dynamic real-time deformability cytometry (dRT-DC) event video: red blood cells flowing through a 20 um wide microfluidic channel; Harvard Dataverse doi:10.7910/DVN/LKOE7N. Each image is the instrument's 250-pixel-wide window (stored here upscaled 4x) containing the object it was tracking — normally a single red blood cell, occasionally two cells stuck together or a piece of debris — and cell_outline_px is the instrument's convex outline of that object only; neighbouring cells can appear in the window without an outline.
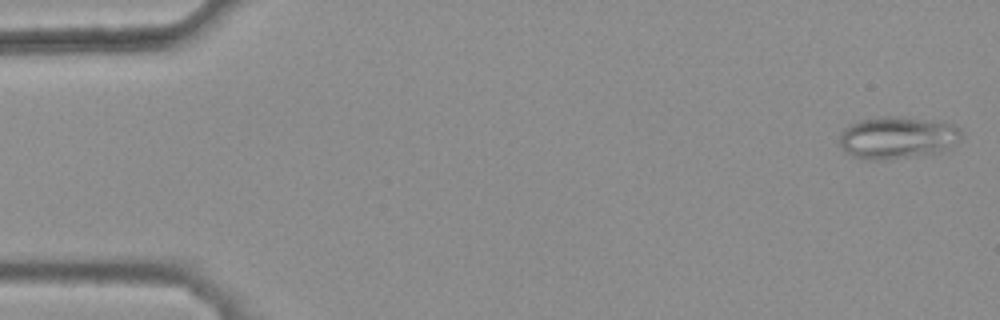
{"species": "common noctule bat (a hibernating species)", "species_latin": "Nyctalus noctula", "temperature_condition": "warm", "stored_images_in_passage": 45, "camera_frame_rate_fps": 3000, "um_per_image_px": 0.085, "animal": {"sex": "female", "body_mass_g": 25.1}, "frame": {"image": 1, "passage_image": 1, "time_ms": 0.0, "image_size_px": [1000, 320], "cell_outline_px": [[964, 136], [948, 152], [884, 160], [868, 160], [852, 156], [844, 152], [840, 148], [840, 132], [848, 124], [860, 120], [884, 116], [892, 116], [944, 120], [960, 128]], "centroid_in_image_um": [76.35, 11.7], "position_along_channel_um": 8.7, "area_um2": 31.15}}
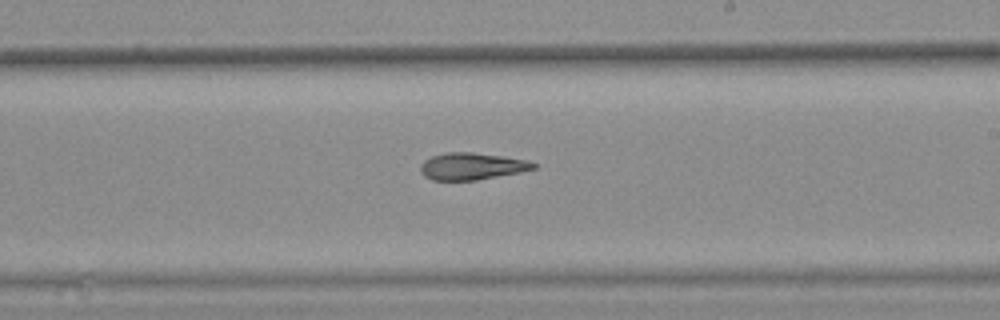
{"frame": {"image": 2, "passage_image": 30, "time_ms": 9.667, "image_size_px": [1000, 320], "cell_outline_px": [[536, 168], [520, 172], [476, 180], [432, 180], [424, 176], [420, 172], [420, 164], [424, 160], [432, 156], [448, 152], [472, 152], [528, 160], [536, 164]], "centroid_in_image_um": [40.07, 14.13], "position_along_channel_um": 248.9, "area_um2": 17.69}}
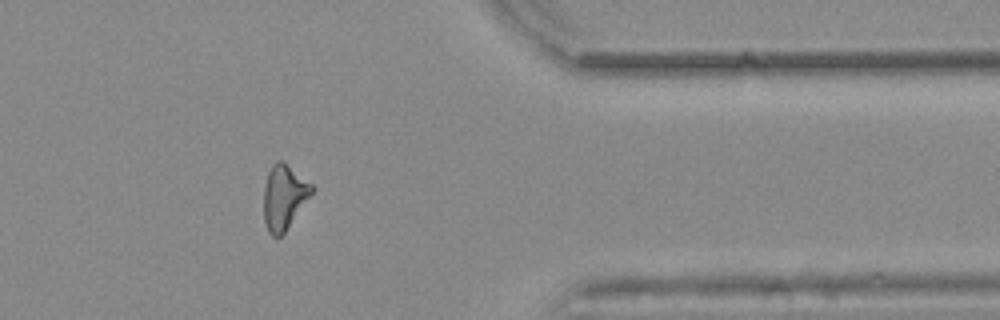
{"frame": {"image": 3, "passage_image": 42, "time_ms": 13.667, "image_size_px": [1000, 320], "cell_outline_px": [[316, 188], [284, 232], [280, 236], [272, 236], [268, 232], [264, 220], [264, 188], [268, 172], [272, 164], [276, 160], [284, 160], [312, 184]], "centroid_in_image_um": [24.14, 16.7], "position_along_channel_um": 387.3, "area_um2": 18.09}, "authors_computed_cell_mechanics": {"area_um2": 18.4382, "velocity_mm_per_s": 3.8983, "shape_relaxation_time_tau1_ms": null, "shape_relaxation_time_tau2_ms": 10.2489, "deformation_change_tau1": null, "deformation_change_tau2": 0.2102}}